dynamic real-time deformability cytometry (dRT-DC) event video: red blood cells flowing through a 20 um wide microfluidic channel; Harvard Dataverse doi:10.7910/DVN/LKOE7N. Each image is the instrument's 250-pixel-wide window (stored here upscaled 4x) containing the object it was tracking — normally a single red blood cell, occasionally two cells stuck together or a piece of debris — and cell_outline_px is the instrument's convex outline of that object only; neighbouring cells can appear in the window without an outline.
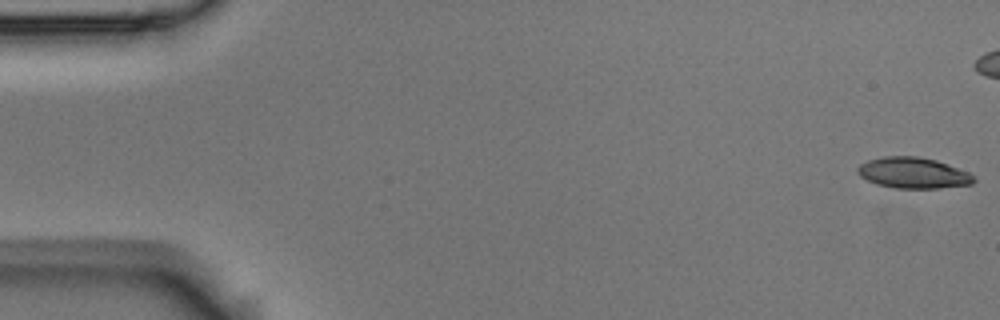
{"species": "Egyptian fruit bat (a non-hibernating species)", "species_latin": "Rousettus aegyptiacus", "temperature_condition": "room temperature", "stored_images_in_passage": 44, "camera_frame_rate_fps": 3000, "um_per_image_px": 0.085, "animal": {"sex": "male"}, "frame": {"image": 1, "passage_image": 1, "time_ms": 0.0, "image_size_px": [1000, 320], "cell_outline_px": [[976, 180], [972, 184], [940, 188], [892, 188], [876, 184], [860, 176], [856, 172], [856, 168], [860, 164], [868, 160], [884, 156], [916, 156], [936, 160], [968, 172]], "centroid_in_image_um": [77.58, 14.7], "position_along_channel_um": 7.4, "area_um2": 20.92}}
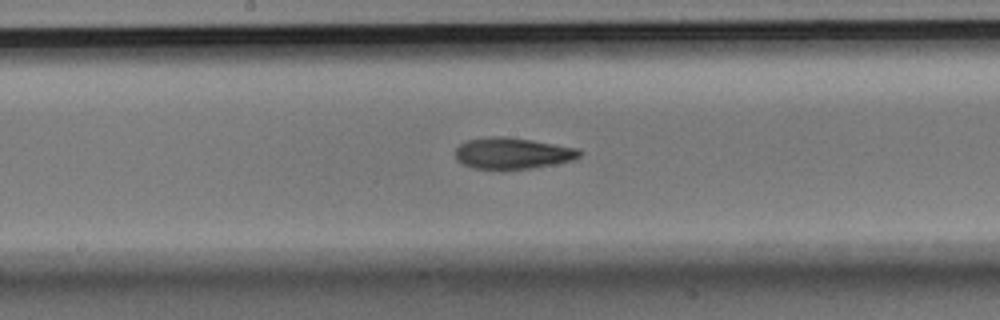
{"frame": {"image": 2, "passage_image": 28, "time_ms": 9.0, "image_size_px": [1000, 320], "cell_outline_px": [[584, 152], [580, 156], [572, 160], [556, 164], [532, 168], [472, 168], [456, 160], [456, 148], [460, 144], [468, 140], [492, 136], [504, 136], [532, 140], [580, 148]], "centroid_in_image_um": [43.61, 13.01], "position_along_channel_um": 204.6, "area_um2": 22.54}}
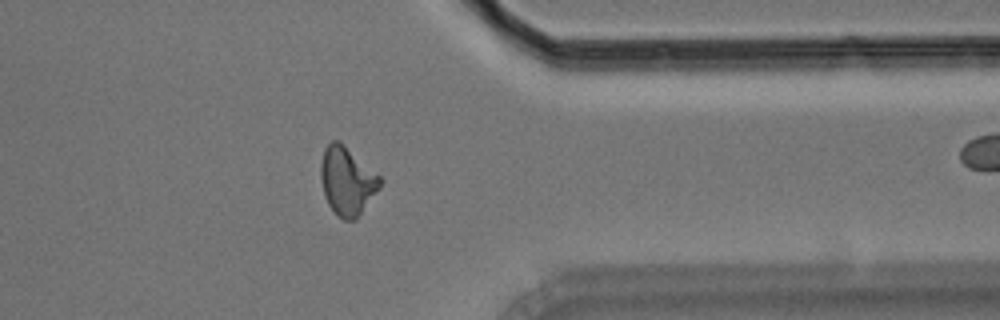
{"frame": {"image": 3, "passage_image": 43, "time_ms": 14.0, "image_size_px": [1000, 320], "cell_outline_px": [[384, 180], [380, 188], [356, 220], [344, 220], [336, 216], [328, 204], [324, 196], [320, 176], [320, 164], [324, 148], [332, 140], [340, 140], [380, 176]], "centroid_in_image_um": [29.5, 15.38], "position_along_channel_um": 381.9, "area_um2": 23.93}}